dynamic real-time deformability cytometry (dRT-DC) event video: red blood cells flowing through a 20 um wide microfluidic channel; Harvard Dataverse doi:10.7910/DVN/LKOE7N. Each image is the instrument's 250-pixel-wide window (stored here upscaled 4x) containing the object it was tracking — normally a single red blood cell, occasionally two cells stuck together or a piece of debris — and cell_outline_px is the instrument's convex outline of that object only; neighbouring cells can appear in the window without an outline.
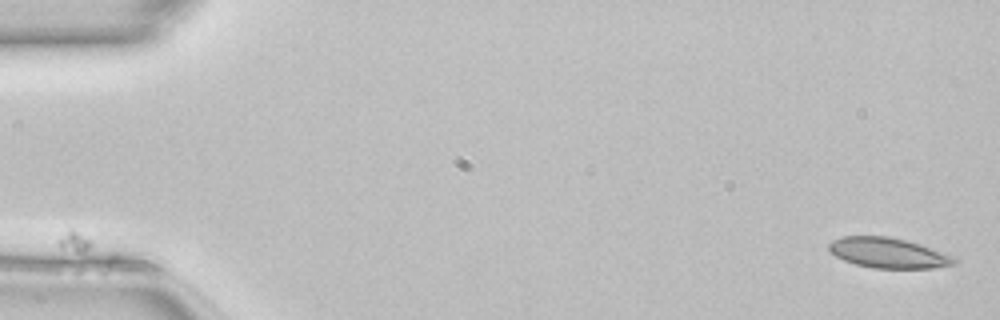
{"species": "common noctule bat (a hibernating species)", "species_latin": "Nyctalus noctula", "temperature_condition": "room temperature", "stored_images_in_passage": 37, "camera_frame_rate_fps": 3000, "um_per_image_px": 0.085, "animal": {"sex": "female", "body_mass_g": 22.7, "forearm_length_mm": 54.2}, "frame": {"image": 1, "passage_image": 1, "time_ms": 0.0, "image_size_px": [1000, 320], "cell_outline_px": [[956, 264], [932, 268], [872, 268], [856, 264], [844, 260], [836, 256], [828, 248], [828, 244], [832, 240], [844, 236], [888, 236], [920, 244], [956, 256]], "centroid_in_image_um": [75.53, 21.5], "position_along_channel_um": 9.5, "area_um2": 22.08}}
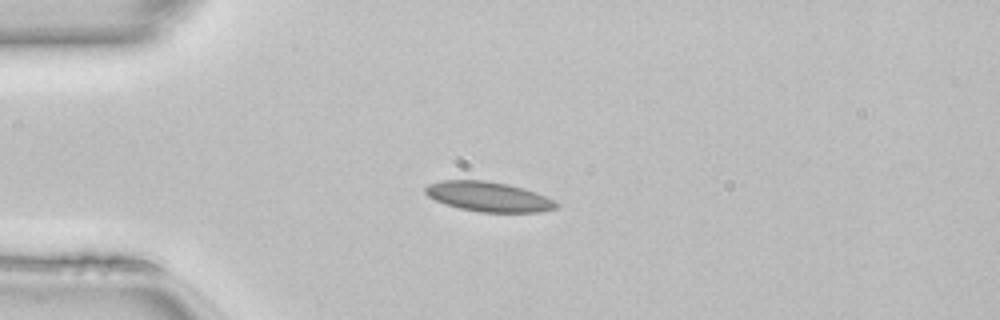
{"frame": {"image": 2, "passage_image": 12, "time_ms": 3.667, "image_size_px": [1000, 320], "cell_outline_px": [[560, 208], [540, 212], [480, 212], [460, 208], [436, 200], [428, 196], [424, 192], [424, 188], [428, 184], [440, 180], [484, 180], [508, 184], [524, 188], [536, 192], [560, 204]], "centroid_in_image_um": [41.54, 16.71], "position_along_channel_um": 43.5, "area_um2": 22.77}}
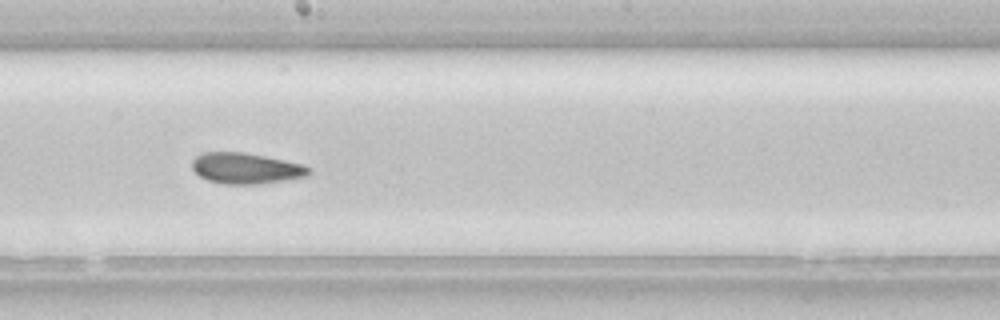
{"frame": {"image": 3, "passage_image": 27, "time_ms": 8.667, "image_size_px": [1000, 320], "cell_outline_px": [[312, 172], [308, 176], [260, 184], [224, 184], [208, 180], [200, 176], [192, 168], [192, 160], [196, 156], [204, 152], [244, 152], [304, 164], [312, 168]], "centroid_in_image_um": [20.94, 14.3], "position_along_channel_um": 227.3, "area_um2": 21.1}}